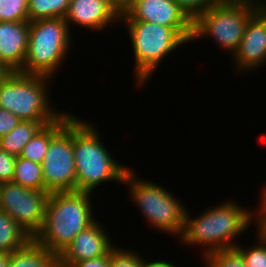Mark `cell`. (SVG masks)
<instances>
[{
    "mask_svg": "<svg viewBox=\"0 0 266 267\" xmlns=\"http://www.w3.org/2000/svg\"><path fill=\"white\" fill-rule=\"evenodd\" d=\"M228 200L205 209L197 218L186 211L185 227L179 239L188 246L204 247L202 257L212 252L233 249L236 238L250 227L254 219L251 208Z\"/></svg>",
    "mask_w": 266,
    "mask_h": 267,
    "instance_id": "cell-1",
    "label": "cell"
},
{
    "mask_svg": "<svg viewBox=\"0 0 266 267\" xmlns=\"http://www.w3.org/2000/svg\"><path fill=\"white\" fill-rule=\"evenodd\" d=\"M92 197L91 193L79 191L50 193L43 225L33 239L60 255L80 232L96 221Z\"/></svg>",
    "mask_w": 266,
    "mask_h": 267,
    "instance_id": "cell-2",
    "label": "cell"
},
{
    "mask_svg": "<svg viewBox=\"0 0 266 267\" xmlns=\"http://www.w3.org/2000/svg\"><path fill=\"white\" fill-rule=\"evenodd\" d=\"M97 126L73 116V151L76 168V191L93 193L103 182L123 184L130 169L112 157L101 142ZM102 183V184H101Z\"/></svg>",
    "mask_w": 266,
    "mask_h": 267,
    "instance_id": "cell-3",
    "label": "cell"
},
{
    "mask_svg": "<svg viewBox=\"0 0 266 267\" xmlns=\"http://www.w3.org/2000/svg\"><path fill=\"white\" fill-rule=\"evenodd\" d=\"M70 30L63 18L29 22L28 50L20 72L49 78L56 76L72 48Z\"/></svg>",
    "mask_w": 266,
    "mask_h": 267,
    "instance_id": "cell-4",
    "label": "cell"
},
{
    "mask_svg": "<svg viewBox=\"0 0 266 267\" xmlns=\"http://www.w3.org/2000/svg\"><path fill=\"white\" fill-rule=\"evenodd\" d=\"M50 79L53 78L13 72L0 85V108L23 121H56L65 111H57L52 105L47 88Z\"/></svg>",
    "mask_w": 266,
    "mask_h": 267,
    "instance_id": "cell-5",
    "label": "cell"
},
{
    "mask_svg": "<svg viewBox=\"0 0 266 267\" xmlns=\"http://www.w3.org/2000/svg\"><path fill=\"white\" fill-rule=\"evenodd\" d=\"M122 22L125 24H122ZM121 25L130 35L134 55L136 85L143 87L161 61L187 43L173 28L146 21H131L122 11Z\"/></svg>",
    "mask_w": 266,
    "mask_h": 267,
    "instance_id": "cell-6",
    "label": "cell"
},
{
    "mask_svg": "<svg viewBox=\"0 0 266 267\" xmlns=\"http://www.w3.org/2000/svg\"><path fill=\"white\" fill-rule=\"evenodd\" d=\"M131 201L139 207L147 222L155 229L171 236H182L185 227L186 211L183 203L174 197L168 189L155 182L138 178L134 170L129 169L124 177Z\"/></svg>",
    "mask_w": 266,
    "mask_h": 267,
    "instance_id": "cell-7",
    "label": "cell"
},
{
    "mask_svg": "<svg viewBox=\"0 0 266 267\" xmlns=\"http://www.w3.org/2000/svg\"><path fill=\"white\" fill-rule=\"evenodd\" d=\"M258 11L249 1L227 0L205 10L193 21L192 41L210 36L229 56L238 50L248 20Z\"/></svg>",
    "mask_w": 266,
    "mask_h": 267,
    "instance_id": "cell-8",
    "label": "cell"
},
{
    "mask_svg": "<svg viewBox=\"0 0 266 267\" xmlns=\"http://www.w3.org/2000/svg\"><path fill=\"white\" fill-rule=\"evenodd\" d=\"M41 165L46 192L76 191L73 117L52 137Z\"/></svg>",
    "mask_w": 266,
    "mask_h": 267,
    "instance_id": "cell-9",
    "label": "cell"
},
{
    "mask_svg": "<svg viewBox=\"0 0 266 267\" xmlns=\"http://www.w3.org/2000/svg\"><path fill=\"white\" fill-rule=\"evenodd\" d=\"M49 193L13 183H0V210L8 213L32 238L40 231Z\"/></svg>",
    "mask_w": 266,
    "mask_h": 267,
    "instance_id": "cell-10",
    "label": "cell"
},
{
    "mask_svg": "<svg viewBox=\"0 0 266 267\" xmlns=\"http://www.w3.org/2000/svg\"><path fill=\"white\" fill-rule=\"evenodd\" d=\"M122 12L131 21H146L171 27L187 43L192 41L193 20L176 0H131Z\"/></svg>",
    "mask_w": 266,
    "mask_h": 267,
    "instance_id": "cell-11",
    "label": "cell"
},
{
    "mask_svg": "<svg viewBox=\"0 0 266 267\" xmlns=\"http://www.w3.org/2000/svg\"><path fill=\"white\" fill-rule=\"evenodd\" d=\"M230 58L242 73L266 65V19L259 11L248 20L238 50Z\"/></svg>",
    "mask_w": 266,
    "mask_h": 267,
    "instance_id": "cell-12",
    "label": "cell"
},
{
    "mask_svg": "<svg viewBox=\"0 0 266 267\" xmlns=\"http://www.w3.org/2000/svg\"><path fill=\"white\" fill-rule=\"evenodd\" d=\"M121 8L113 0H70L64 20L70 24L99 31L112 23L120 24Z\"/></svg>",
    "mask_w": 266,
    "mask_h": 267,
    "instance_id": "cell-13",
    "label": "cell"
},
{
    "mask_svg": "<svg viewBox=\"0 0 266 267\" xmlns=\"http://www.w3.org/2000/svg\"><path fill=\"white\" fill-rule=\"evenodd\" d=\"M102 227L97 220L80 232L59 255L60 267L107 255L115 245Z\"/></svg>",
    "mask_w": 266,
    "mask_h": 267,
    "instance_id": "cell-14",
    "label": "cell"
},
{
    "mask_svg": "<svg viewBox=\"0 0 266 267\" xmlns=\"http://www.w3.org/2000/svg\"><path fill=\"white\" fill-rule=\"evenodd\" d=\"M29 41V21L0 22V62L12 71H21Z\"/></svg>",
    "mask_w": 266,
    "mask_h": 267,
    "instance_id": "cell-15",
    "label": "cell"
},
{
    "mask_svg": "<svg viewBox=\"0 0 266 267\" xmlns=\"http://www.w3.org/2000/svg\"><path fill=\"white\" fill-rule=\"evenodd\" d=\"M7 267H60L59 255L40 246L34 239L10 254Z\"/></svg>",
    "mask_w": 266,
    "mask_h": 267,
    "instance_id": "cell-16",
    "label": "cell"
},
{
    "mask_svg": "<svg viewBox=\"0 0 266 267\" xmlns=\"http://www.w3.org/2000/svg\"><path fill=\"white\" fill-rule=\"evenodd\" d=\"M65 113L56 121L43 126L24 146L20 157L42 164L52 137L73 117Z\"/></svg>",
    "mask_w": 266,
    "mask_h": 267,
    "instance_id": "cell-17",
    "label": "cell"
},
{
    "mask_svg": "<svg viewBox=\"0 0 266 267\" xmlns=\"http://www.w3.org/2000/svg\"><path fill=\"white\" fill-rule=\"evenodd\" d=\"M52 122L23 121L8 134L0 138V149L16 157L20 156L24 146L43 127Z\"/></svg>",
    "mask_w": 266,
    "mask_h": 267,
    "instance_id": "cell-18",
    "label": "cell"
},
{
    "mask_svg": "<svg viewBox=\"0 0 266 267\" xmlns=\"http://www.w3.org/2000/svg\"><path fill=\"white\" fill-rule=\"evenodd\" d=\"M32 239L8 213L0 210V252L11 254Z\"/></svg>",
    "mask_w": 266,
    "mask_h": 267,
    "instance_id": "cell-19",
    "label": "cell"
},
{
    "mask_svg": "<svg viewBox=\"0 0 266 267\" xmlns=\"http://www.w3.org/2000/svg\"><path fill=\"white\" fill-rule=\"evenodd\" d=\"M11 182L27 189L45 191L42 165L20 156L16 157Z\"/></svg>",
    "mask_w": 266,
    "mask_h": 267,
    "instance_id": "cell-20",
    "label": "cell"
},
{
    "mask_svg": "<svg viewBox=\"0 0 266 267\" xmlns=\"http://www.w3.org/2000/svg\"><path fill=\"white\" fill-rule=\"evenodd\" d=\"M70 0H28L29 22L38 19L63 18Z\"/></svg>",
    "mask_w": 266,
    "mask_h": 267,
    "instance_id": "cell-21",
    "label": "cell"
},
{
    "mask_svg": "<svg viewBox=\"0 0 266 267\" xmlns=\"http://www.w3.org/2000/svg\"><path fill=\"white\" fill-rule=\"evenodd\" d=\"M257 243L251 247H243L238 245L235 249L241 254L247 267H266V232L257 227Z\"/></svg>",
    "mask_w": 266,
    "mask_h": 267,
    "instance_id": "cell-22",
    "label": "cell"
},
{
    "mask_svg": "<svg viewBox=\"0 0 266 267\" xmlns=\"http://www.w3.org/2000/svg\"><path fill=\"white\" fill-rule=\"evenodd\" d=\"M201 259L205 267H247L241 254L235 248L212 252Z\"/></svg>",
    "mask_w": 266,
    "mask_h": 267,
    "instance_id": "cell-23",
    "label": "cell"
},
{
    "mask_svg": "<svg viewBox=\"0 0 266 267\" xmlns=\"http://www.w3.org/2000/svg\"><path fill=\"white\" fill-rule=\"evenodd\" d=\"M29 21L28 0H0V22Z\"/></svg>",
    "mask_w": 266,
    "mask_h": 267,
    "instance_id": "cell-24",
    "label": "cell"
},
{
    "mask_svg": "<svg viewBox=\"0 0 266 267\" xmlns=\"http://www.w3.org/2000/svg\"><path fill=\"white\" fill-rule=\"evenodd\" d=\"M109 267H141V255L135 250L115 246L109 252Z\"/></svg>",
    "mask_w": 266,
    "mask_h": 267,
    "instance_id": "cell-25",
    "label": "cell"
},
{
    "mask_svg": "<svg viewBox=\"0 0 266 267\" xmlns=\"http://www.w3.org/2000/svg\"><path fill=\"white\" fill-rule=\"evenodd\" d=\"M178 5L194 21L205 10L227 0H176Z\"/></svg>",
    "mask_w": 266,
    "mask_h": 267,
    "instance_id": "cell-26",
    "label": "cell"
},
{
    "mask_svg": "<svg viewBox=\"0 0 266 267\" xmlns=\"http://www.w3.org/2000/svg\"><path fill=\"white\" fill-rule=\"evenodd\" d=\"M15 160L16 156L0 149V183L12 181Z\"/></svg>",
    "mask_w": 266,
    "mask_h": 267,
    "instance_id": "cell-27",
    "label": "cell"
},
{
    "mask_svg": "<svg viewBox=\"0 0 266 267\" xmlns=\"http://www.w3.org/2000/svg\"><path fill=\"white\" fill-rule=\"evenodd\" d=\"M20 119L8 110L0 108V138L12 131Z\"/></svg>",
    "mask_w": 266,
    "mask_h": 267,
    "instance_id": "cell-28",
    "label": "cell"
},
{
    "mask_svg": "<svg viewBox=\"0 0 266 267\" xmlns=\"http://www.w3.org/2000/svg\"><path fill=\"white\" fill-rule=\"evenodd\" d=\"M261 193L259 194L261 197L259 210H254V224H257V227H260L266 221V184L263 186Z\"/></svg>",
    "mask_w": 266,
    "mask_h": 267,
    "instance_id": "cell-29",
    "label": "cell"
},
{
    "mask_svg": "<svg viewBox=\"0 0 266 267\" xmlns=\"http://www.w3.org/2000/svg\"><path fill=\"white\" fill-rule=\"evenodd\" d=\"M68 267H109V253L105 256L70 264Z\"/></svg>",
    "mask_w": 266,
    "mask_h": 267,
    "instance_id": "cell-30",
    "label": "cell"
},
{
    "mask_svg": "<svg viewBox=\"0 0 266 267\" xmlns=\"http://www.w3.org/2000/svg\"><path fill=\"white\" fill-rule=\"evenodd\" d=\"M141 267H179L176 265H173L169 261L165 260H156V261H148L144 259V257L141 255Z\"/></svg>",
    "mask_w": 266,
    "mask_h": 267,
    "instance_id": "cell-31",
    "label": "cell"
},
{
    "mask_svg": "<svg viewBox=\"0 0 266 267\" xmlns=\"http://www.w3.org/2000/svg\"><path fill=\"white\" fill-rule=\"evenodd\" d=\"M12 71L5 63L0 62V85L8 78Z\"/></svg>",
    "mask_w": 266,
    "mask_h": 267,
    "instance_id": "cell-32",
    "label": "cell"
},
{
    "mask_svg": "<svg viewBox=\"0 0 266 267\" xmlns=\"http://www.w3.org/2000/svg\"><path fill=\"white\" fill-rule=\"evenodd\" d=\"M10 254L0 252V267H7L9 263Z\"/></svg>",
    "mask_w": 266,
    "mask_h": 267,
    "instance_id": "cell-33",
    "label": "cell"
},
{
    "mask_svg": "<svg viewBox=\"0 0 266 267\" xmlns=\"http://www.w3.org/2000/svg\"><path fill=\"white\" fill-rule=\"evenodd\" d=\"M266 0L259 1L257 3V9L262 14V16L266 19Z\"/></svg>",
    "mask_w": 266,
    "mask_h": 267,
    "instance_id": "cell-34",
    "label": "cell"
},
{
    "mask_svg": "<svg viewBox=\"0 0 266 267\" xmlns=\"http://www.w3.org/2000/svg\"><path fill=\"white\" fill-rule=\"evenodd\" d=\"M120 8L121 10L126 7V5L131 1V0H113Z\"/></svg>",
    "mask_w": 266,
    "mask_h": 267,
    "instance_id": "cell-35",
    "label": "cell"
},
{
    "mask_svg": "<svg viewBox=\"0 0 266 267\" xmlns=\"http://www.w3.org/2000/svg\"><path fill=\"white\" fill-rule=\"evenodd\" d=\"M234 1H249V2L257 4L261 0H234Z\"/></svg>",
    "mask_w": 266,
    "mask_h": 267,
    "instance_id": "cell-36",
    "label": "cell"
},
{
    "mask_svg": "<svg viewBox=\"0 0 266 267\" xmlns=\"http://www.w3.org/2000/svg\"><path fill=\"white\" fill-rule=\"evenodd\" d=\"M260 227L266 232V221Z\"/></svg>",
    "mask_w": 266,
    "mask_h": 267,
    "instance_id": "cell-37",
    "label": "cell"
}]
</instances>
